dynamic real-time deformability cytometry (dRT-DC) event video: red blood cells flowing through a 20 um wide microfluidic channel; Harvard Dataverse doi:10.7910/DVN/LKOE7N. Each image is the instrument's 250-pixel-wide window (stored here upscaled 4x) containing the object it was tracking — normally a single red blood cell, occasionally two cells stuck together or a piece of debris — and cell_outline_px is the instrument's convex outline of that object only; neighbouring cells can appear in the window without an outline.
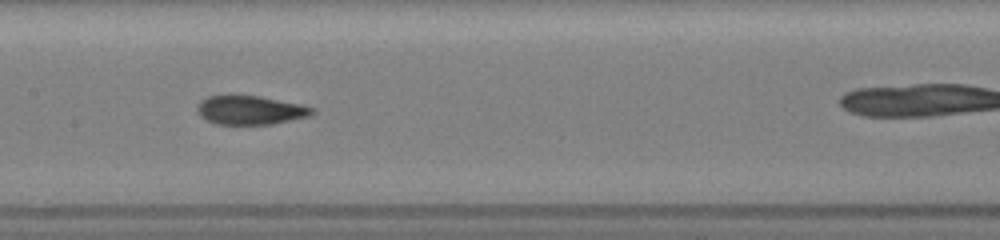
{"species": "common noctule bat (a hibernating species)", "species_latin": "Nyctalus noctula", "temperature_condition": "room temperature", "stored_images_in_passage": 20, "camera_frame_rate_fps": 3000, "um_per_image_px": 0.085, "animal": {"sex": "female", "body_mass_g": 19.5, "forearm_length_mm": 54.1}, "frame": {"image": 1, "passage_image": 12, "time_ms": 7.333, "image_size_px": [1000, 240], "cell_outline_px": [[316, 112], [308, 116], [272, 124], [216, 124], [200, 116], [196, 112], [196, 108], [200, 100], [208, 96], [260, 96], [300, 104], [316, 108]], "centroid_in_image_um": [21.27, 9.36], "position_along_channel_um": 186.1, "area_um2": 19.25}}